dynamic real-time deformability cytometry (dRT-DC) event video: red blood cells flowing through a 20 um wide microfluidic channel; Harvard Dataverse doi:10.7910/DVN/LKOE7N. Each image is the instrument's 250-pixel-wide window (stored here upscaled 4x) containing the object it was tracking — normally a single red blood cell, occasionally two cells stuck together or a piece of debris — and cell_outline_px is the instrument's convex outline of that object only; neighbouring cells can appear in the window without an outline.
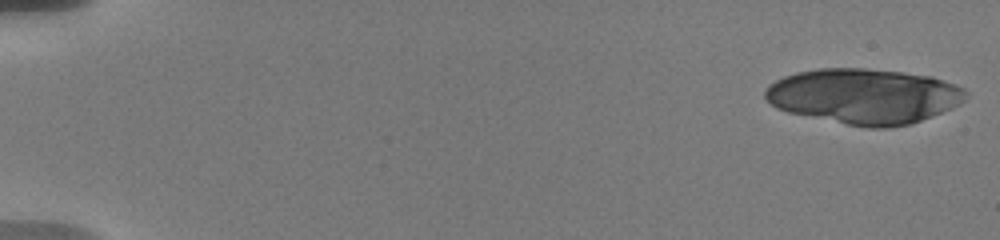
{"species": "human", "species_latin": "Homo sapiens", "temperature_condition": "warm", "stored_images_in_passage": 8, "camera_frame_rate_fps": 3000, "um_per_image_px": 0.085, "donor": {"sex": "male"}, "frame": {"image": 1, "passage_image": 1, "time_ms": 0.0, "image_size_px": [1000, 240], "cell_outline_px": [[968, 96], [960, 104], [920, 120], [908, 124], [892, 128], [868, 128], [788, 112], [776, 108], [764, 96], [764, 92], [768, 84], [784, 76], [796, 72], [816, 68], [864, 68], [900, 72], [932, 76], [956, 84], [964, 88], [968, 92]], "centroid_in_image_um": [73.44, 8.16], "position_along_channel_um": 11.6, "area_um2": 64.56}}